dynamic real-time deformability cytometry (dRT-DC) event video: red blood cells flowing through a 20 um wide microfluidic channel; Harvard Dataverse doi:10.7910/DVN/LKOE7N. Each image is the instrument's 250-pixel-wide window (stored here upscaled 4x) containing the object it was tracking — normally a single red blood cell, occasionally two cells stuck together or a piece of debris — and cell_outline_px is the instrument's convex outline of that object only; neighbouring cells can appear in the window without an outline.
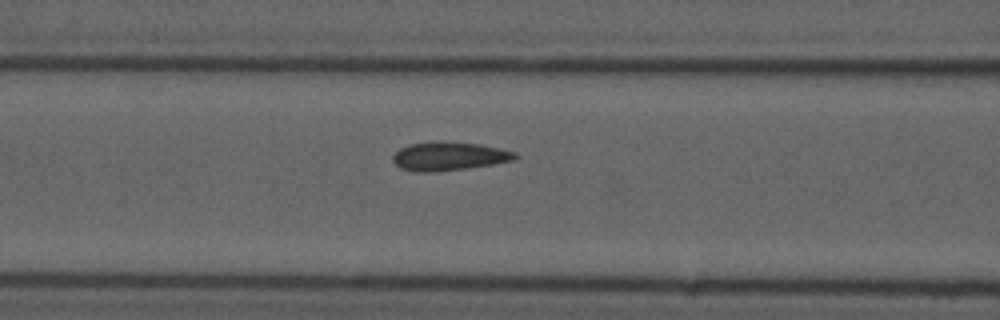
{"species": "common noctule bat (a hibernating species)", "species_latin": "Nyctalus noctula", "temperature_condition": "cold", "stored_images_in_passage": 17, "camera_frame_rate_fps": 3000, "um_per_image_px": 0.085, "animal": {"sex": "male", "forearm_length_mm": 52.5}, "frame": {"image": 1, "passage_image": 15, "time_ms": 4.667, "image_size_px": [1000, 320], "cell_outline_px": [[520, 156], [516, 160], [468, 168], [428, 172], [424, 172], [400, 168], [392, 160], [392, 156], [400, 148], [408, 144], [480, 144], [500, 148], [516, 152]], "centroid_in_image_um": [38.23, 13.32], "position_along_channel_um": 128.4, "area_um2": 19.48}}